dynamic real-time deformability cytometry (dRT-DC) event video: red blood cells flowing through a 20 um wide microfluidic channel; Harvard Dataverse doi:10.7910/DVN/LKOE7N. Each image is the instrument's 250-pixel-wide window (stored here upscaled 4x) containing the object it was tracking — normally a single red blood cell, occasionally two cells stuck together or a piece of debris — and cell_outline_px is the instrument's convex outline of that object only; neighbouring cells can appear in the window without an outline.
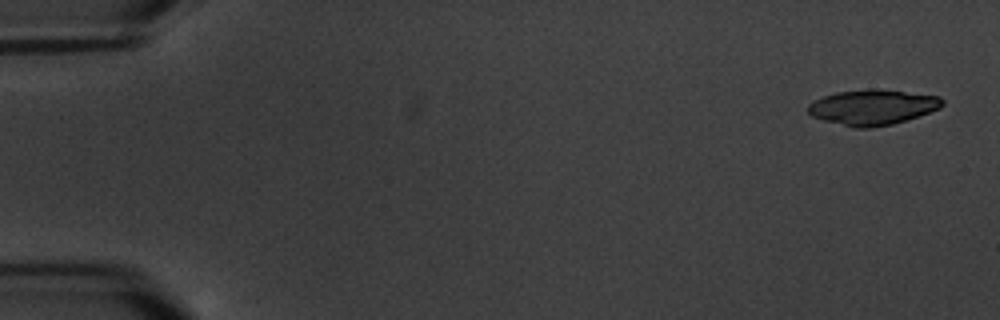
{"species": "common noctule bat (a hibernating species)", "species_latin": "Nyctalus noctula", "temperature_condition": "warm", "stored_images_in_passage": 10, "camera_frame_rate_fps": 3000, "um_per_image_px": 0.085, "animal": {"sex": "male", "body_mass_g": 20.1, "forearm_length_mm": 53.5}, "frame": {"image": 1, "passage_image": 1, "time_ms": 0.0, "image_size_px": [1000, 320], "cell_outline_px": [[944, 104], [940, 108], [892, 124], [868, 128], [852, 128], [824, 120], [812, 116], [808, 112], [808, 104], [824, 96], [836, 92], [904, 92], [940, 96], [944, 100]], "centroid_in_image_um": [74.15, 9.16], "position_along_channel_um": 10.8, "area_um2": 26.36}}
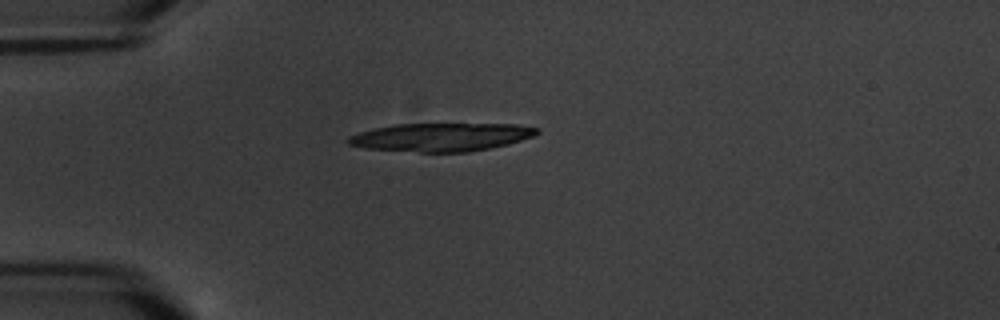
{"frame": {"image": 2, "passage_image": 5, "time_ms": 4.667, "image_size_px": [1000, 320], "cell_outline_px": [[540, 132], [532, 136], [508, 144], [468, 152], [420, 152], [364, 148], [348, 144], [344, 140], [348, 136], [360, 132], [376, 128], [396, 124], [516, 124], [540, 128]], "centroid_in_image_um": [37.48, 11.65], "position_along_channel_um": 47.5, "area_um2": 30.98}}